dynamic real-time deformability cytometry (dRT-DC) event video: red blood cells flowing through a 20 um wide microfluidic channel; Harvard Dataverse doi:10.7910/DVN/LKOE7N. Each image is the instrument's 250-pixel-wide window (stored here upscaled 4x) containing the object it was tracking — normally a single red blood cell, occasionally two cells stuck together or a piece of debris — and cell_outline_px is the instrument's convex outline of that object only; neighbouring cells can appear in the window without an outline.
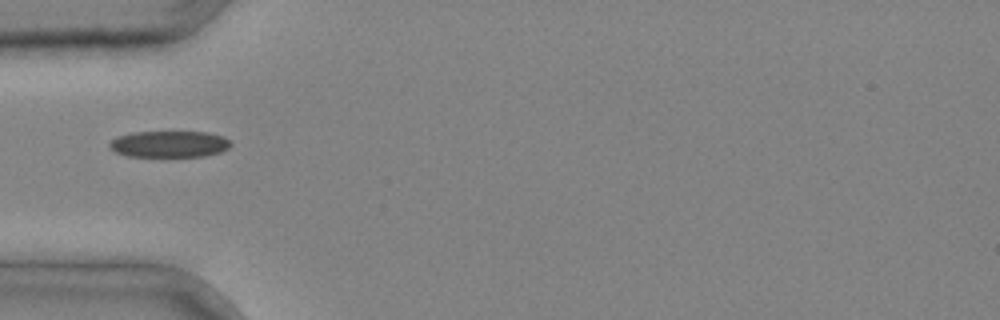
{"species": "common noctule bat (a hibernating species)", "species_latin": "Nyctalus noctula", "temperature_condition": "cold", "stored_images_in_passage": 2, "camera_frame_rate_fps": 3000, "um_per_image_px": 0.085, "animal": {"sex": "male", "body_mass_g": 20.4}, "frame": {"image": 1, "passage_image": 1, "time_ms": 0.0, "image_size_px": [1000, 320], "cell_outline_px": [[232, 144], [228, 148], [220, 152], [204, 156], [128, 156], [116, 152], [108, 144], [112, 140], [120, 136], [132, 132], [208, 132], [224, 136]], "centroid_in_image_um": [14.43, 12.24], "position_along_channel_um": 70.6, "area_um2": 18.5}}